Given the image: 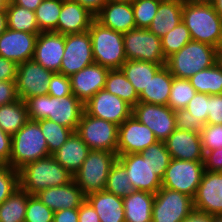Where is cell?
<instances>
[{
    "mask_svg": "<svg viewBox=\"0 0 222 222\" xmlns=\"http://www.w3.org/2000/svg\"><path fill=\"white\" fill-rule=\"evenodd\" d=\"M30 120L49 119L76 132L84 104L74 95L56 98L40 95L25 100Z\"/></svg>",
    "mask_w": 222,
    "mask_h": 222,
    "instance_id": "cell-1",
    "label": "cell"
},
{
    "mask_svg": "<svg viewBox=\"0 0 222 222\" xmlns=\"http://www.w3.org/2000/svg\"><path fill=\"white\" fill-rule=\"evenodd\" d=\"M182 21L190 31L193 41L219 48L222 40V18L211 3L183 0Z\"/></svg>",
    "mask_w": 222,
    "mask_h": 222,
    "instance_id": "cell-2",
    "label": "cell"
},
{
    "mask_svg": "<svg viewBox=\"0 0 222 222\" xmlns=\"http://www.w3.org/2000/svg\"><path fill=\"white\" fill-rule=\"evenodd\" d=\"M18 171L19 186L30 195H36L49 187L63 186L73 180V174L52 155L29 162Z\"/></svg>",
    "mask_w": 222,
    "mask_h": 222,
    "instance_id": "cell-3",
    "label": "cell"
},
{
    "mask_svg": "<svg viewBox=\"0 0 222 222\" xmlns=\"http://www.w3.org/2000/svg\"><path fill=\"white\" fill-rule=\"evenodd\" d=\"M219 50L206 43L191 40L166 58L165 66L176 78L189 79L218 62Z\"/></svg>",
    "mask_w": 222,
    "mask_h": 222,
    "instance_id": "cell-4",
    "label": "cell"
},
{
    "mask_svg": "<svg viewBox=\"0 0 222 222\" xmlns=\"http://www.w3.org/2000/svg\"><path fill=\"white\" fill-rule=\"evenodd\" d=\"M50 155L39 122L29 119L23 127L12 135L11 157L8 164L13 169L19 170L29 162Z\"/></svg>",
    "mask_w": 222,
    "mask_h": 222,
    "instance_id": "cell-5",
    "label": "cell"
},
{
    "mask_svg": "<svg viewBox=\"0 0 222 222\" xmlns=\"http://www.w3.org/2000/svg\"><path fill=\"white\" fill-rule=\"evenodd\" d=\"M95 63L109 69H120L127 61L123 33L106 28L94 20L89 28Z\"/></svg>",
    "mask_w": 222,
    "mask_h": 222,
    "instance_id": "cell-6",
    "label": "cell"
},
{
    "mask_svg": "<svg viewBox=\"0 0 222 222\" xmlns=\"http://www.w3.org/2000/svg\"><path fill=\"white\" fill-rule=\"evenodd\" d=\"M117 159L116 153L91 150L82 166L73 174L74 182L86 196L104 190L109 171Z\"/></svg>",
    "mask_w": 222,
    "mask_h": 222,
    "instance_id": "cell-7",
    "label": "cell"
},
{
    "mask_svg": "<svg viewBox=\"0 0 222 222\" xmlns=\"http://www.w3.org/2000/svg\"><path fill=\"white\" fill-rule=\"evenodd\" d=\"M76 133L91 150L117 154L118 126L115 123L95 118L84 111Z\"/></svg>",
    "mask_w": 222,
    "mask_h": 222,
    "instance_id": "cell-8",
    "label": "cell"
},
{
    "mask_svg": "<svg viewBox=\"0 0 222 222\" xmlns=\"http://www.w3.org/2000/svg\"><path fill=\"white\" fill-rule=\"evenodd\" d=\"M204 171L203 161L171 158L162 178V187L184 193L194 198Z\"/></svg>",
    "mask_w": 222,
    "mask_h": 222,
    "instance_id": "cell-9",
    "label": "cell"
},
{
    "mask_svg": "<svg viewBox=\"0 0 222 222\" xmlns=\"http://www.w3.org/2000/svg\"><path fill=\"white\" fill-rule=\"evenodd\" d=\"M124 51L127 60L152 62L165 66L161 38L148 29L135 28L123 33Z\"/></svg>",
    "mask_w": 222,
    "mask_h": 222,
    "instance_id": "cell-10",
    "label": "cell"
},
{
    "mask_svg": "<svg viewBox=\"0 0 222 222\" xmlns=\"http://www.w3.org/2000/svg\"><path fill=\"white\" fill-rule=\"evenodd\" d=\"M193 210L192 197L161 187L154 194L152 222H182Z\"/></svg>",
    "mask_w": 222,
    "mask_h": 222,
    "instance_id": "cell-11",
    "label": "cell"
},
{
    "mask_svg": "<svg viewBox=\"0 0 222 222\" xmlns=\"http://www.w3.org/2000/svg\"><path fill=\"white\" fill-rule=\"evenodd\" d=\"M95 63L89 31L65 34V48L60 73L70 77Z\"/></svg>",
    "mask_w": 222,
    "mask_h": 222,
    "instance_id": "cell-12",
    "label": "cell"
},
{
    "mask_svg": "<svg viewBox=\"0 0 222 222\" xmlns=\"http://www.w3.org/2000/svg\"><path fill=\"white\" fill-rule=\"evenodd\" d=\"M132 115L149 127L158 141H165L176 129L175 111L168 105L138 102Z\"/></svg>",
    "mask_w": 222,
    "mask_h": 222,
    "instance_id": "cell-13",
    "label": "cell"
},
{
    "mask_svg": "<svg viewBox=\"0 0 222 222\" xmlns=\"http://www.w3.org/2000/svg\"><path fill=\"white\" fill-rule=\"evenodd\" d=\"M53 72L47 70L33 59L17 65L16 92L25 101L33 96L47 95L48 82Z\"/></svg>",
    "mask_w": 222,
    "mask_h": 222,
    "instance_id": "cell-14",
    "label": "cell"
},
{
    "mask_svg": "<svg viewBox=\"0 0 222 222\" xmlns=\"http://www.w3.org/2000/svg\"><path fill=\"white\" fill-rule=\"evenodd\" d=\"M84 111L95 118L120 126L132 115V107L106 89H101L84 104Z\"/></svg>",
    "mask_w": 222,
    "mask_h": 222,
    "instance_id": "cell-15",
    "label": "cell"
},
{
    "mask_svg": "<svg viewBox=\"0 0 222 222\" xmlns=\"http://www.w3.org/2000/svg\"><path fill=\"white\" fill-rule=\"evenodd\" d=\"M117 155L135 190L155 194L162 187V179L154 173L148 159L143 158L141 153Z\"/></svg>",
    "mask_w": 222,
    "mask_h": 222,
    "instance_id": "cell-16",
    "label": "cell"
},
{
    "mask_svg": "<svg viewBox=\"0 0 222 222\" xmlns=\"http://www.w3.org/2000/svg\"><path fill=\"white\" fill-rule=\"evenodd\" d=\"M157 141L151 129L131 115L118 126L117 154L141 153Z\"/></svg>",
    "mask_w": 222,
    "mask_h": 222,
    "instance_id": "cell-17",
    "label": "cell"
},
{
    "mask_svg": "<svg viewBox=\"0 0 222 222\" xmlns=\"http://www.w3.org/2000/svg\"><path fill=\"white\" fill-rule=\"evenodd\" d=\"M193 206L200 212L222 215V172L204 171Z\"/></svg>",
    "mask_w": 222,
    "mask_h": 222,
    "instance_id": "cell-18",
    "label": "cell"
},
{
    "mask_svg": "<svg viewBox=\"0 0 222 222\" xmlns=\"http://www.w3.org/2000/svg\"><path fill=\"white\" fill-rule=\"evenodd\" d=\"M38 35L7 28L0 35V56L17 65L33 59Z\"/></svg>",
    "mask_w": 222,
    "mask_h": 222,
    "instance_id": "cell-19",
    "label": "cell"
},
{
    "mask_svg": "<svg viewBox=\"0 0 222 222\" xmlns=\"http://www.w3.org/2000/svg\"><path fill=\"white\" fill-rule=\"evenodd\" d=\"M65 35L53 31L40 32L33 60L53 73H60L64 55Z\"/></svg>",
    "mask_w": 222,
    "mask_h": 222,
    "instance_id": "cell-20",
    "label": "cell"
},
{
    "mask_svg": "<svg viewBox=\"0 0 222 222\" xmlns=\"http://www.w3.org/2000/svg\"><path fill=\"white\" fill-rule=\"evenodd\" d=\"M109 68L93 63L77 73L71 75V89L83 104L92 98L98 91L105 88L106 76Z\"/></svg>",
    "mask_w": 222,
    "mask_h": 222,
    "instance_id": "cell-21",
    "label": "cell"
},
{
    "mask_svg": "<svg viewBox=\"0 0 222 222\" xmlns=\"http://www.w3.org/2000/svg\"><path fill=\"white\" fill-rule=\"evenodd\" d=\"M164 142L173 159L204 160L200 132L175 129Z\"/></svg>",
    "mask_w": 222,
    "mask_h": 222,
    "instance_id": "cell-22",
    "label": "cell"
},
{
    "mask_svg": "<svg viewBox=\"0 0 222 222\" xmlns=\"http://www.w3.org/2000/svg\"><path fill=\"white\" fill-rule=\"evenodd\" d=\"M35 196L53 212L78 209L86 200V195L74 180L63 186L49 187Z\"/></svg>",
    "mask_w": 222,
    "mask_h": 222,
    "instance_id": "cell-23",
    "label": "cell"
},
{
    "mask_svg": "<svg viewBox=\"0 0 222 222\" xmlns=\"http://www.w3.org/2000/svg\"><path fill=\"white\" fill-rule=\"evenodd\" d=\"M95 20L104 27L121 33L136 28L132 2H107Z\"/></svg>",
    "mask_w": 222,
    "mask_h": 222,
    "instance_id": "cell-24",
    "label": "cell"
},
{
    "mask_svg": "<svg viewBox=\"0 0 222 222\" xmlns=\"http://www.w3.org/2000/svg\"><path fill=\"white\" fill-rule=\"evenodd\" d=\"M94 20L95 16L79 3L63 0L58 18L57 33L65 35L86 32Z\"/></svg>",
    "mask_w": 222,
    "mask_h": 222,
    "instance_id": "cell-25",
    "label": "cell"
},
{
    "mask_svg": "<svg viewBox=\"0 0 222 222\" xmlns=\"http://www.w3.org/2000/svg\"><path fill=\"white\" fill-rule=\"evenodd\" d=\"M86 201L95 209L100 222H125L122 197L102 190L88 194Z\"/></svg>",
    "mask_w": 222,
    "mask_h": 222,
    "instance_id": "cell-26",
    "label": "cell"
},
{
    "mask_svg": "<svg viewBox=\"0 0 222 222\" xmlns=\"http://www.w3.org/2000/svg\"><path fill=\"white\" fill-rule=\"evenodd\" d=\"M91 149L73 132L68 140L52 156L70 173L74 174L83 164Z\"/></svg>",
    "mask_w": 222,
    "mask_h": 222,
    "instance_id": "cell-27",
    "label": "cell"
},
{
    "mask_svg": "<svg viewBox=\"0 0 222 222\" xmlns=\"http://www.w3.org/2000/svg\"><path fill=\"white\" fill-rule=\"evenodd\" d=\"M183 0H162L148 30L162 38L182 22Z\"/></svg>",
    "mask_w": 222,
    "mask_h": 222,
    "instance_id": "cell-28",
    "label": "cell"
},
{
    "mask_svg": "<svg viewBox=\"0 0 222 222\" xmlns=\"http://www.w3.org/2000/svg\"><path fill=\"white\" fill-rule=\"evenodd\" d=\"M173 77L168 68L162 66L139 95V102L168 105Z\"/></svg>",
    "mask_w": 222,
    "mask_h": 222,
    "instance_id": "cell-29",
    "label": "cell"
},
{
    "mask_svg": "<svg viewBox=\"0 0 222 222\" xmlns=\"http://www.w3.org/2000/svg\"><path fill=\"white\" fill-rule=\"evenodd\" d=\"M154 194L135 190L123 197L125 222H152Z\"/></svg>",
    "mask_w": 222,
    "mask_h": 222,
    "instance_id": "cell-30",
    "label": "cell"
},
{
    "mask_svg": "<svg viewBox=\"0 0 222 222\" xmlns=\"http://www.w3.org/2000/svg\"><path fill=\"white\" fill-rule=\"evenodd\" d=\"M161 67L162 65L152 62L127 60L120 69L140 95Z\"/></svg>",
    "mask_w": 222,
    "mask_h": 222,
    "instance_id": "cell-31",
    "label": "cell"
},
{
    "mask_svg": "<svg viewBox=\"0 0 222 222\" xmlns=\"http://www.w3.org/2000/svg\"><path fill=\"white\" fill-rule=\"evenodd\" d=\"M29 120L25 101L18 99L10 104L0 105V128L10 134H15Z\"/></svg>",
    "mask_w": 222,
    "mask_h": 222,
    "instance_id": "cell-32",
    "label": "cell"
},
{
    "mask_svg": "<svg viewBox=\"0 0 222 222\" xmlns=\"http://www.w3.org/2000/svg\"><path fill=\"white\" fill-rule=\"evenodd\" d=\"M104 89L124 100L132 108L139 102L137 91L121 69L109 70Z\"/></svg>",
    "mask_w": 222,
    "mask_h": 222,
    "instance_id": "cell-33",
    "label": "cell"
},
{
    "mask_svg": "<svg viewBox=\"0 0 222 222\" xmlns=\"http://www.w3.org/2000/svg\"><path fill=\"white\" fill-rule=\"evenodd\" d=\"M7 28L27 32L30 34H39V26L36 20L35 12L25 7L15 5L11 0L6 8Z\"/></svg>",
    "mask_w": 222,
    "mask_h": 222,
    "instance_id": "cell-34",
    "label": "cell"
},
{
    "mask_svg": "<svg viewBox=\"0 0 222 222\" xmlns=\"http://www.w3.org/2000/svg\"><path fill=\"white\" fill-rule=\"evenodd\" d=\"M197 93L222 94V67L217 62L189 78Z\"/></svg>",
    "mask_w": 222,
    "mask_h": 222,
    "instance_id": "cell-35",
    "label": "cell"
},
{
    "mask_svg": "<svg viewBox=\"0 0 222 222\" xmlns=\"http://www.w3.org/2000/svg\"><path fill=\"white\" fill-rule=\"evenodd\" d=\"M30 194L20 186L0 204V222H24Z\"/></svg>",
    "mask_w": 222,
    "mask_h": 222,
    "instance_id": "cell-36",
    "label": "cell"
},
{
    "mask_svg": "<svg viewBox=\"0 0 222 222\" xmlns=\"http://www.w3.org/2000/svg\"><path fill=\"white\" fill-rule=\"evenodd\" d=\"M62 3L63 0H43L34 11L41 32L53 31L57 33Z\"/></svg>",
    "mask_w": 222,
    "mask_h": 222,
    "instance_id": "cell-37",
    "label": "cell"
},
{
    "mask_svg": "<svg viewBox=\"0 0 222 222\" xmlns=\"http://www.w3.org/2000/svg\"><path fill=\"white\" fill-rule=\"evenodd\" d=\"M104 190L122 198L135 191L125 167L118 160L109 171Z\"/></svg>",
    "mask_w": 222,
    "mask_h": 222,
    "instance_id": "cell-38",
    "label": "cell"
},
{
    "mask_svg": "<svg viewBox=\"0 0 222 222\" xmlns=\"http://www.w3.org/2000/svg\"><path fill=\"white\" fill-rule=\"evenodd\" d=\"M42 134L46 139L48 151L52 155L57 151L74 132L49 119L38 120Z\"/></svg>",
    "mask_w": 222,
    "mask_h": 222,
    "instance_id": "cell-39",
    "label": "cell"
},
{
    "mask_svg": "<svg viewBox=\"0 0 222 222\" xmlns=\"http://www.w3.org/2000/svg\"><path fill=\"white\" fill-rule=\"evenodd\" d=\"M196 93L189 79L173 77L168 106L174 111L184 109Z\"/></svg>",
    "mask_w": 222,
    "mask_h": 222,
    "instance_id": "cell-40",
    "label": "cell"
},
{
    "mask_svg": "<svg viewBox=\"0 0 222 222\" xmlns=\"http://www.w3.org/2000/svg\"><path fill=\"white\" fill-rule=\"evenodd\" d=\"M192 40L190 31L182 21L174 29L167 32L161 38L163 55L168 58L173 53L179 51L183 46Z\"/></svg>",
    "mask_w": 222,
    "mask_h": 222,
    "instance_id": "cell-41",
    "label": "cell"
},
{
    "mask_svg": "<svg viewBox=\"0 0 222 222\" xmlns=\"http://www.w3.org/2000/svg\"><path fill=\"white\" fill-rule=\"evenodd\" d=\"M143 158H147L150 165L161 179L164 177L165 170L169 166L171 156L167 151L164 141H157L141 152Z\"/></svg>",
    "mask_w": 222,
    "mask_h": 222,
    "instance_id": "cell-42",
    "label": "cell"
},
{
    "mask_svg": "<svg viewBox=\"0 0 222 222\" xmlns=\"http://www.w3.org/2000/svg\"><path fill=\"white\" fill-rule=\"evenodd\" d=\"M162 0H132L136 28L148 29Z\"/></svg>",
    "mask_w": 222,
    "mask_h": 222,
    "instance_id": "cell-43",
    "label": "cell"
},
{
    "mask_svg": "<svg viewBox=\"0 0 222 222\" xmlns=\"http://www.w3.org/2000/svg\"><path fill=\"white\" fill-rule=\"evenodd\" d=\"M19 187V171L7 163L0 164V204Z\"/></svg>",
    "mask_w": 222,
    "mask_h": 222,
    "instance_id": "cell-44",
    "label": "cell"
},
{
    "mask_svg": "<svg viewBox=\"0 0 222 222\" xmlns=\"http://www.w3.org/2000/svg\"><path fill=\"white\" fill-rule=\"evenodd\" d=\"M53 218L54 212L35 195L28 197L24 222H53Z\"/></svg>",
    "mask_w": 222,
    "mask_h": 222,
    "instance_id": "cell-45",
    "label": "cell"
},
{
    "mask_svg": "<svg viewBox=\"0 0 222 222\" xmlns=\"http://www.w3.org/2000/svg\"><path fill=\"white\" fill-rule=\"evenodd\" d=\"M200 135L203 152L222 148V125L205 124Z\"/></svg>",
    "mask_w": 222,
    "mask_h": 222,
    "instance_id": "cell-46",
    "label": "cell"
},
{
    "mask_svg": "<svg viewBox=\"0 0 222 222\" xmlns=\"http://www.w3.org/2000/svg\"><path fill=\"white\" fill-rule=\"evenodd\" d=\"M185 109H187L191 115L200 119L201 122L207 124L209 113V95L206 93H196Z\"/></svg>",
    "mask_w": 222,
    "mask_h": 222,
    "instance_id": "cell-47",
    "label": "cell"
},
{
    "mask_svg": "<svg viewBox=\"0 0 222 222\" xmlns=\"http://www.w3.org/2000/svg\"><path fill=\"white\" fill-rule=\"evenodd\" d=\"M72 94L71 81L68 76L61 73H53L48 82V95L61 98Z\"/></svg>",
    "mask_w": 222,
    "mask_h": 222,
    "instance_id": "cell-48",
    "label": "cell"
},
{
    "mask_svg": "<svg viewBox=\"0 0 222 222\" xmlns=\"http://www.w3.org/2000/svg\"><path fill=\"white\" fill-rule=\"evenodd\" d=\"M176 129L201 132L205 125L200 119L190 114L187 109L175 111Z\"/></svg>",
    "mask_w": 222,
    "mask_h": 222,
    "instance_id": "cell-49",
    "label": "cell"
},
{
    "mask_svg": "<svg viewBox=\"0 0 222 222\" xmlns=\"http://www.w3.org/2000/svg\"><path fill=\"white\" fill-rule=\"evenodd\" d=\"M207 124L222 125V94L209 95Z\"/></svg>",
    "mask_w": 222,
    "mask_h": 222,
    "instance_id": "cell-50",
    "label": "cell"
},
{
    "mask_svg": "<svg viewBox=\"0 0 222 222\" xmlns=\"http://www.w3.org/2000/svg\"><path fill=\"white\" fill-rule=\"evenodd\" d=\"M203 165L206 171L222 172V148L204 152Z\"/></svg>",
    "mask_w": 222,
    "mask_h": 222,
    "instance_id": "cell-51",
    "label": "cell"
},
{
    "mask_svg": "<svg viewBox=\"0 0 222 222\" xmlns=\"http://www.w3.org/2000/svg\"><path fill=\"white\" fill-rule=\"evenodd\" d=\"M16 80L0 82V105L10 104L18 100Z\"/></svg>",
    "mask_w": 222,
    "mask_h": 222,
    "instance_id": "cell-52",
    "label": "cell"
},
{
    "mask_svg": "<svg viewBox=\"0 0 222 222\" xmlns=\"http://www.w3.org/2000/svg\"><path fill=\"white\" fill-rule=\"evenodd\" d=\"M17 64L0 56V82L16 80Z\"/></svg>",
    "mask_w": 222,
    "mask_h": 222,
    "instance_id": "cell-53",
    "label": "cell"
},
{
    "mask_svg": "<svg viewBox=\"0 0 222 222\" xmlns=\"http://www.w3.org/2000/svg\"><path fill=\"white\" fill-rule=\"evenodd\" d=\"M12 135L0 128V162L9 163L11 157Z\"/></svg>",
    "mask_w": 222,
    "mask_h": 222,
    "instance_id": "cell-54",
    "label": "cell"
},
{
    "mask_svg": "<svg viewBox=\"0 0 222 222\" xmlns=\"http://www.w3.org/2000/svg\"><path fill=\"white\" fill-rule=\"evenodd\" d=\"M78 222H100L95 209L85 200L78 208Z\"/></svg>",
    "mask_w": 222,
    "mask_h": 222,
    "instance_id": "cell-55",
    "label": "cell"
},
{
    "mask_svg": "<svg viewBox=\"0 0 222 222\" xmlns=\"http://www.w3.org/2000/svg\"><path fill=\"white\" fill-rule=\"evenodd\" d=\"M78 209L59 210L54 212L53 222H78Z\"/></svg>",
    "mask_w": 222,
    "mask_h": 222,
    "instance_id": "cell-56",
    "label": "cell"
},
{
    "mask_svg": "<svg viewBox=\"0 0 222 222\" xmlns=\"http://www.w3.org/2000/svg\"><path fill=\"white\" fill-rule=\"evenodd\" d=\"M79 3L83 8L87 9L92 15L96 16L107 0H72Z\"/></svg>",
    "mask_w": 222,
    "mask_h": 222,
    "instance_id": "cell-57",
    "label": "cell"
},
{
    "mask_svg": "<svg viewBox=\"0 0 222 222\" xmlns=\"http://www.w3.org/2000/svg\"><path fill=\"white\" fill-rule=\"evenodd\" d=\"M213 215L193 210L182 222H212Z\"/></svg>",
    "mask_w": 222,
    "mask_h": 222,
    "instance_id": "cell-58",
    "label": "cell"
},
{
    "mask_svg": "<svg viewBox=\"0 0 222 222\" xmlns=\"http://www.w3.org/2000/svg\"><path fill=\"white\" fill-rule=\"evenodd\" d=\"M15 5L27 8L28 10L35 11L43 0H11Z\"/></svg>",
    "mask_w": 222,
    "mask_h": 222,
    "instance_id": "cell-59",
    "label": "cell"
},
{
    "mask_svg": "<svg viewBox=\"0 0 222 222\" xmlns=\"http://www.w3.org/2000/svg\"><path fill=\"white\" fill-rule=\"evenodd\" d=\"M7 29L6 12H0V35Z\"/></svg>",
    "mask_w": 222,
    "mask_h": 222,
    "instance_id": "cell-60",
    "label": "cell"
},
{
    "mask_svg": "<svg viewBox=\"0 0 222 222\" xmlns=\"http://www.w3.org/2000/svg\"><path fill=\"white\" fill-rule=\"evenodd\" d=\"M215 9V11L221 16L222 18V0H213L211 3Z\"/></svg>",
    "mask_w": 222,
    "mask_h": 222,
    "instance_id": "cell-61",
    "label": "cell"
},
{
    "mask_svg": "<svg viewBox=\"0 0 222 222\" xmlns=\"http://www.w3.org/2000/svg\"><path fill=\"white\" fill-rule=\"evenodd\" d=\"M10 0H0V12H6Z\"/></svg>",
    "mask_w": 222,
    "mask_h": 222,
    "instance_id": "cell-62",
    "label": "cell"
},
{
    "mask_svg": "<svg viewBox=\"0 0 222 222\" xmlns=\"http://www.w3.org/2000/svg\"><path fill=\"white\" fill-rule=\"evenodd\" d=\"M212 222H222V215H213Z\"/></svg>",
    "mask_w": 222,
    "mask_h": 222,
    "instance_id": "cell-63",
    "label": "cell"
},
{
    "mask_svg": "<svg viewBox=\"0 0 222 222\" xmlns=\"http://www.w3.org/2000/svg\"><path fill=\"white\" fill-rule=\"evenodd\" d=\"M188 2H196V3H212L213 0H186Z\"/></svg>",
    "mask_w": 222,
    "mask_h": 222,
    "instance_id": "cell-64",
    "label": "cell"
},
{
    "mask_svg": "<svg viewBox=\"0 0 222 222\" xmlns=\"http://www.w3.org/2000/svg\"><path fill=\"white\" fill-rule=\"evenodd\" d=\"M218 63L222 67V51L218 52Z\"/></svg>",
    "mask_w": 222,
    "mask_h": 222,
    "instance_id": "cell-65",
    "label": "cell"
},
{
    "mask_svg": "<svg viewBox=\"0 0 222 222\" xmlns=\"http://www.w3.org/2000/svg\"><path fill=\"white\" fill-rule=\"evenodd\" d=\"M107 2H132V0H107Z\"/></svg>",
    "mask_w": 222,
    "mask_h": 222,
    "instance_id": "cell-66",
    "label": "cell"
},
{
    "mask_svg": "<svg viewBox=\"0 0 222 222\" xmlns=\"http://www.w3.org/2000/svg\"><path fill=\"white\" fill-rule=\"evenodd\" d=\"M218 50L222 51V40H221V43H220V46H219Z\"/></svg>",
    "mask_w": 222,
    "mask_h": 222,
    "instance_id": "cell-67",
    "label": "cell"
}]
</instances>
